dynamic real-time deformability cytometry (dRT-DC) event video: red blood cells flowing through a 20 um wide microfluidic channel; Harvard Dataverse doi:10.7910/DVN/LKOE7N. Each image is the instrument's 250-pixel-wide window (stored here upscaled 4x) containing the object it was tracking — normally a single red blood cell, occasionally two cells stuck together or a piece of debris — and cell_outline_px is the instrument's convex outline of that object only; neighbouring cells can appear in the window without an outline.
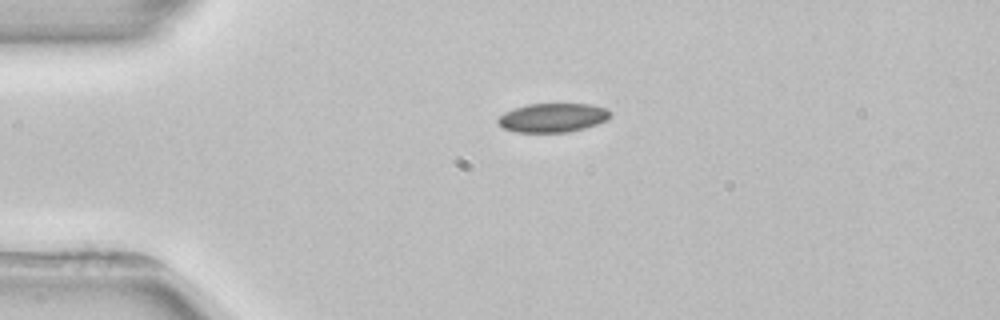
{"species": "common noctule bat (a hibernating species)", "species_latin": "Nyctalus noctula", "temperature_condition": "room temperature", "stored_images_in_passage": 1, "camera_frame_rate_fps": 3000, "um_per_image_px": 0.085, "animal": {"sex": "female", "body_mass_g": 22.7, "forearm_length_mm": 54.2}, "frame": {"image": 1, "passage_image": 1, "time_ms": 0.0, "image_size_px": [1000, 320], "cell_outline_px": [[612, 112], [608, 120], [584, 128], [568, 132], [516, 132], [504, 128], [496, 120], [504, 112], [512, 108], [528, 104], [592, 104], [608, 108]], "centroid_in_image_um": [47.01, 9.99], "position_along_channel_um": 38.0, "area_um2": 19.07}}